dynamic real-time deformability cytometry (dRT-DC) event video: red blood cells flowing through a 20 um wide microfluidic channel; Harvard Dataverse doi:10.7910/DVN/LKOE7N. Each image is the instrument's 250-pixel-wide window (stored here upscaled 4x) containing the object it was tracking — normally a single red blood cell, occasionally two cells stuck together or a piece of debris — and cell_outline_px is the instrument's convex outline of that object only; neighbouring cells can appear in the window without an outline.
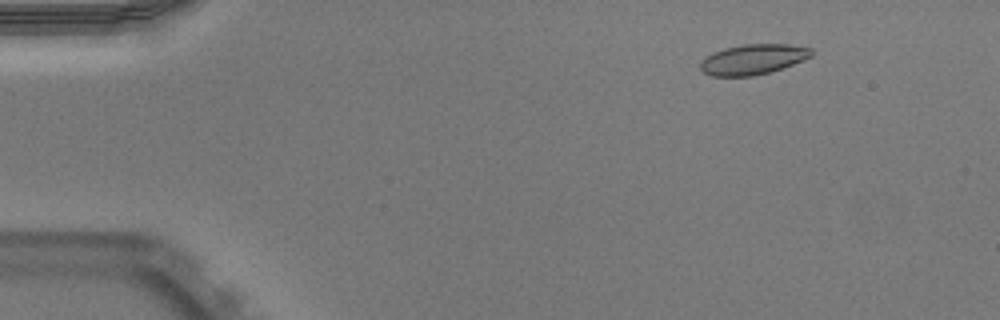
{"species": "Egyptian fruit bat (a non-hibernating species)", "species_latin": "Rousettus aegyptiacus", "temperature_condition": "warm", "stored_images_in_passage": 48, "camera_frame_rate_fps": 3000, "um_per_image_px": 0.085, "animal": {"sex": "male"}, "frame": {"image": 1, "passage_image": 3, "time_ms": 0.667, "image_size_px": [1000, 320], "cell_outline_px": [[812, 56], [792, 64], [768, 72], [752, 76], [712, 76], [704, 72], [700, 68], [700, 64], [712, 52], [724, 48], [744, 44], [788, 44], [812, 48]], "centroid_in_image_um": [64.0, 5.03], "position_along_channel_um": 21.0, "area_um2": 19.31}}
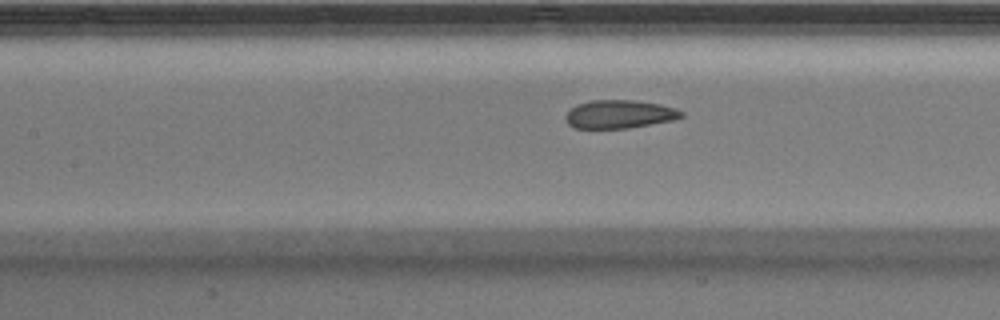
{"frame": {"image": 2, "passage_image": 20, "time_ms": 6.333, "image_size_px": [1000, 320], "cell_outline_px": [[684, 116], [672, 120], [628, 128], [572, 128], [564, 120], [564, 116], [576, 104], [592, 100], [632, 100], [660, 104], [676, 108], [684, 112]], "centroid_in_image_um": [52.63, 9.7], "position_along_channel_um": 154.8, "area_um2": 19.13}}
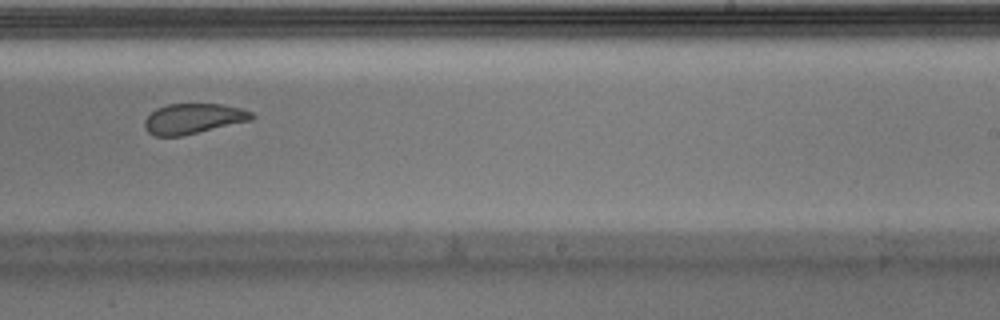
{"frame": {"image": 3, "passage_image": 29, "time_ms": 9.333, "image_size_px": [1000, 320], "cell_outline_px": [[256, 116], [252, 120], [180, 136], [156, 136], [148, 132], [144, 124], [144, 120], [156, 108], [168, 104], [224, 104], [240, 108], [252, 112]], "centroid_in_image_um": [16.44, 10.08], "position_along_channel_um": 272.6, "area_um2": 18.79}, "authors_computed_cell_mechanics": {"area_um2": 19.9988, "velocity_mm_per_s": 3.9415, "shape_relaxation_time_tau1_ms": 6.9319, "shape_relaxation_time_tau2_ms": 1.2798, "deformation_change_tau1": 0.178, "deformation_change_tau2": 0.0759}}